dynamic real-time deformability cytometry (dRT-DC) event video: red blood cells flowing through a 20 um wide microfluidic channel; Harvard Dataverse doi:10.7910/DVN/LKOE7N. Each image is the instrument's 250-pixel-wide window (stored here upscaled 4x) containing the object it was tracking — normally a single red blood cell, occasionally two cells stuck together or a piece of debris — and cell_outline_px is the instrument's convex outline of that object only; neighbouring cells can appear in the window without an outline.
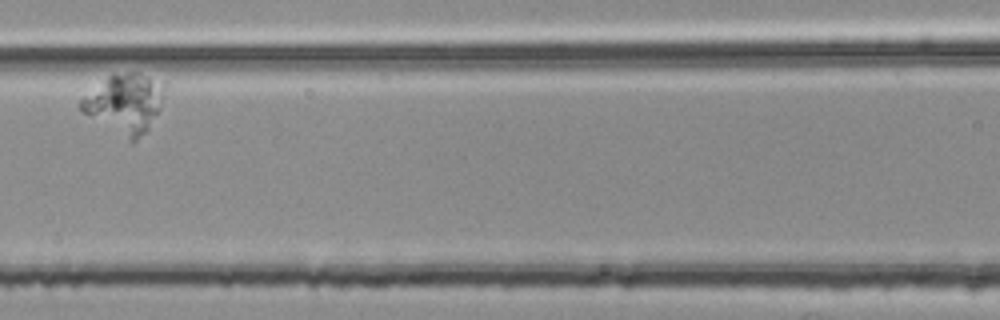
{"species": "common noctule bat (a hibernating species)", "species_latin": "Nyctalus noctula", "temperature_condition": "room temperature", "stored_images_in_passage": 8, "camera_frame_rate_fps": 3000, "um_per_image_px": 0.085, "animal": {"sex": "female", "body_mass_g": 25.1}, "frame": {"image": 1, "passage_image": 5, "time_ms": 1.333, "image_size_px": [1000, 320], "cell_outline_px": [[164, 96], [160, 108], [148, 128], [132, 144], [84, 112], [76, 104], [80, 100], [112, 72], [140, 72]], "centroid_in_image_um": [10.51, 8.84], "position_along_channel_um": 156.1, "area_um2": 27.57}}
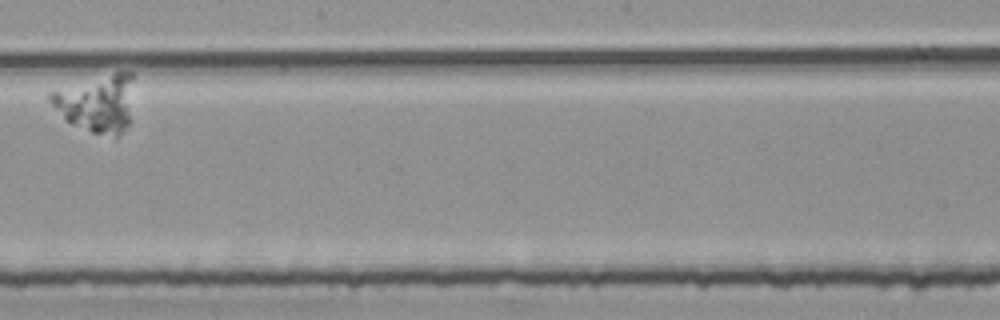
{"frame": {"image": 2, "passage_image": 7, "time_ms": 2.0, "image_size_px": [1000, 320], "cell_outline_px": [[132, 120], [120, 136], [116, 136], [92, 132], [72, 124], [64, 120], [48, 100], [48, 92], [116, 68], [120, 68], [132, 72]], "centroid_in_image_um": [8.27, 8.7], "position_along_channel_um": 239.9, "area_um2": 29.19}}